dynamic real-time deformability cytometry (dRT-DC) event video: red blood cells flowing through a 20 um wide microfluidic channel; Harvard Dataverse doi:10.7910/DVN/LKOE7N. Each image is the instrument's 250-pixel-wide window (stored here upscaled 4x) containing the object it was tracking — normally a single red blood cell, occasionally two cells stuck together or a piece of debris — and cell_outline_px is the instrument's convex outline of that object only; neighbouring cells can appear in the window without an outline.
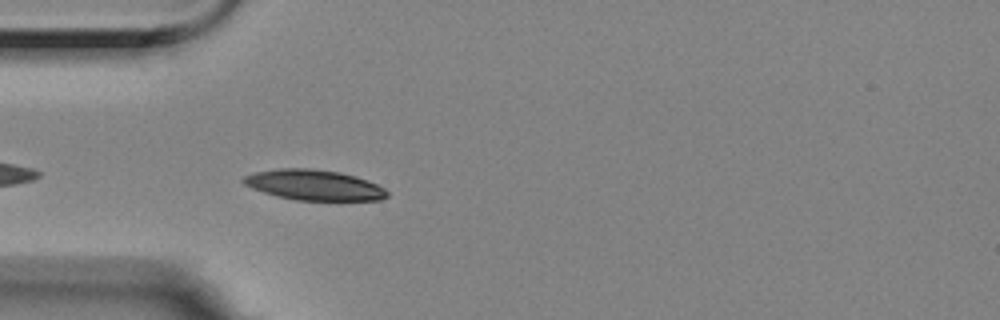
{"species": "Egyptian fruit bat (a non-hibernating species)", "species_latin": "Rousettus aegyptiacus", "temperature_condition": "room temperature", "stored_images_in_passage": 28, "camera_frame_rate_fps": 3000, "um_per_image_px": 0.085, "animal": {"sex": "female"}, "frame": {"image": 1, "passage_image": 3, "time_ms": 0.667, "image_size_px": [1000, 320], "cell_outline_px": [[388, 196], [380, 200], [296, 200], [276, 196], [252, 188], [244, 184], [240, 180], [244, 176], [256, 172], [280, 168], [312, 168], [340, 172], [356, 176], [376, 184], [384, 188], [388, 192]], "centroid_in_image_um": [26.68, 15.72], "position_along_channel_um": 58.3, "area_um2": 25.43}}
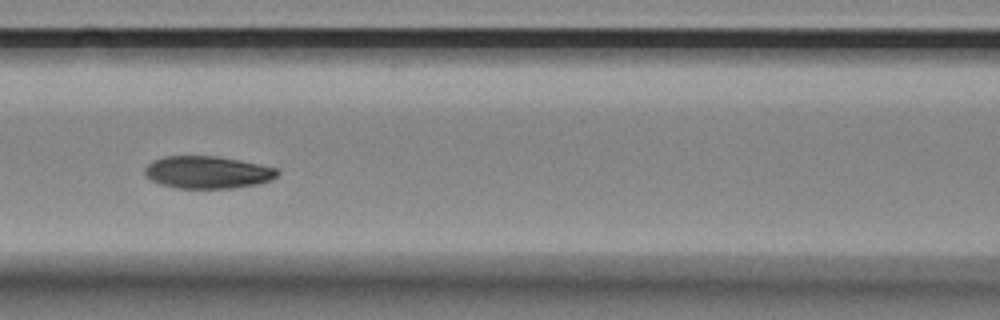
{"frame": {"image": 2, "passage_image": 11, "time_ms": 3.333, "image_size_px": [1000, 320], "cell_outline_px": [[280, 172], [272, 180], [256, 184], [232, 188], [176, 188], [160, 184], [152, 180], [144, 172], [144, 168], [152, 160], [164, 156], [216, 156], [240, 160], [260, 164], [276, 168]], "centroid_in_image_um": [17.64, 14.64], "position_along_channel_um": 149.0, "area_um2": 25.03}}
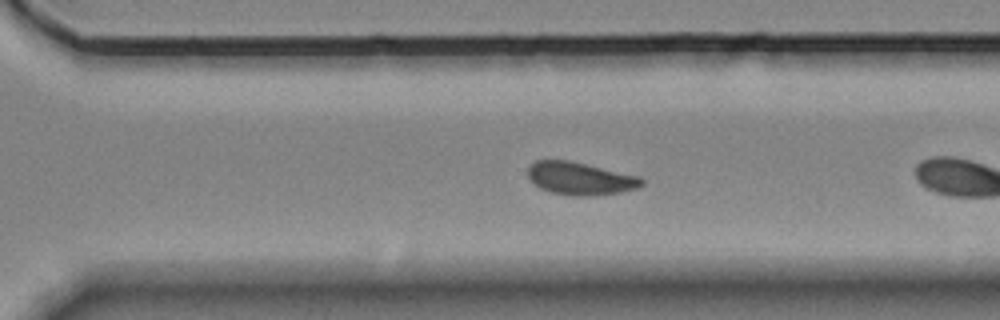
{"frame": {"image": 3, "passage_image": 23, "time_ms": 7.333, "image_size_px": [1000, 320], "cell_outline_px": [[644, 184], [636, 188], [620, 192], [588, 196], [572, 196], [552, 192], [540, 188], [528, 176], [528, 164], [536, 160], [568, 160], [640, 176], [644, 180]], "centroid_in_image_um": [49.31, 15.16], "position_along_channel_um": 321.3, "area_um2": 21.62}}